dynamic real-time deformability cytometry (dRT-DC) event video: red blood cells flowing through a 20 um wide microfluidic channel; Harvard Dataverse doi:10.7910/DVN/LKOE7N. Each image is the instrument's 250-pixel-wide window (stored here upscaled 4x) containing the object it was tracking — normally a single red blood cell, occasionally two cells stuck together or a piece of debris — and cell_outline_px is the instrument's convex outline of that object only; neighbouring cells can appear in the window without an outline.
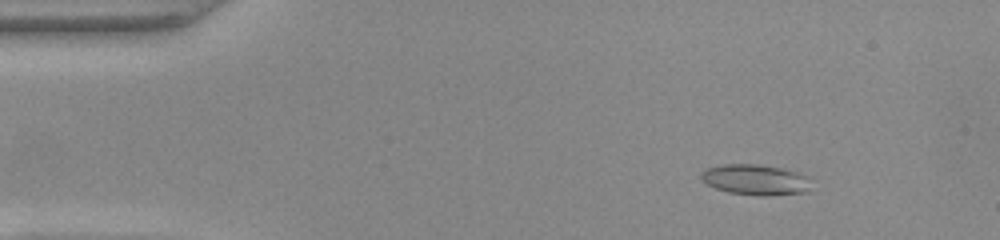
{"species": "common noctule bat (a hibernating species)", "species_latin": "Nyctalus noctula", "temperature_condition": "warm", "stored_images_in_passage": 49, "camera_frame_rate_fps": 3000, "um_per_image_px": 0.085, "animal": {"sex": "female", "body_mass_g": 22.0, "forearm_length_mm": 56.7}, "frame": {"image": 1, "passage_image": 6, "time_ms": 1.667, "image_size_px": [1000, 240], "cell_outline_px": [[808, 192], [768, 196], [764, 196], [728, 192], [716, 188], [708, 184], [700, 176], [700, 172], [708, 168], [724, 164], [756, 164], [780, 168], [796, 172], [808, 176]], "centroid_in_image_um": [64.21, 15.28], "position_along_channel_um": 20.8, "area_um2": 19.36}}
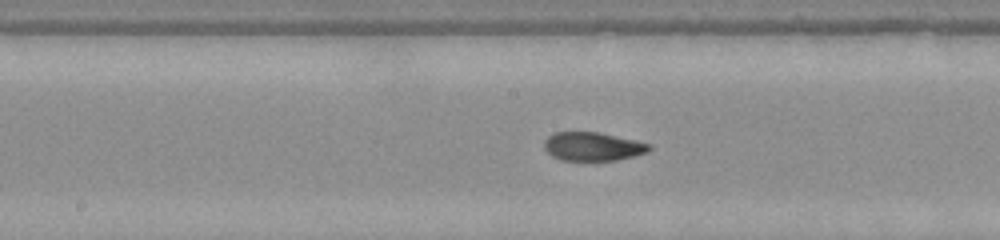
{"frame": {"image": 2, "passage_image": 25, "time_ms": 8.0, "image_size_px": [1000, 240], "cell_outline_px": [[652, 148], [648, 152], [616, 160], [560, 160], [552, 156], [544, 148], [544, 140], [548, 136], [556, 132], [596, 132], [652, 144]], "centroid_in_image_um": [50.37, 12.45], "position_along_channel_um": 197.8, "area_um2": 17.34}}
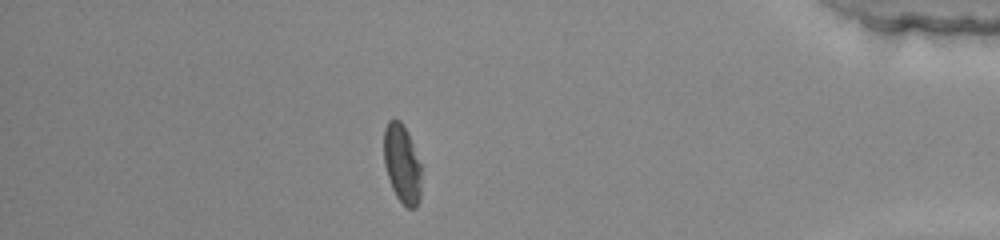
{"frame": {"image": 3, "passage_image": 43, "time_ms": 14.0, "image_size_px": [1000, 240], "cell_outline_px": [[420, 200], [416, 208], [408, 208], [396, 196], [392, 188], [384, 164], [384, 128], [388, 120], [392, 116], [400, 120], [404, 124], [408, 132], [420, 164]], "centroid_in_image_um": [34.16, 13.87], "position_along_channel_um": 401.0, "area_um2": 17.28}, "authors_computed_cell_mechanics": {"area_um2": 18.3804, "velocity_mm_per_s": 4.1024, "shape_relaxation_time_tau1_ms": null, "shape_relaxation_time_tau2_ms": 1.5461, "deformation_change_tau1": null, "deformation_change_tau2": 0.0744}}